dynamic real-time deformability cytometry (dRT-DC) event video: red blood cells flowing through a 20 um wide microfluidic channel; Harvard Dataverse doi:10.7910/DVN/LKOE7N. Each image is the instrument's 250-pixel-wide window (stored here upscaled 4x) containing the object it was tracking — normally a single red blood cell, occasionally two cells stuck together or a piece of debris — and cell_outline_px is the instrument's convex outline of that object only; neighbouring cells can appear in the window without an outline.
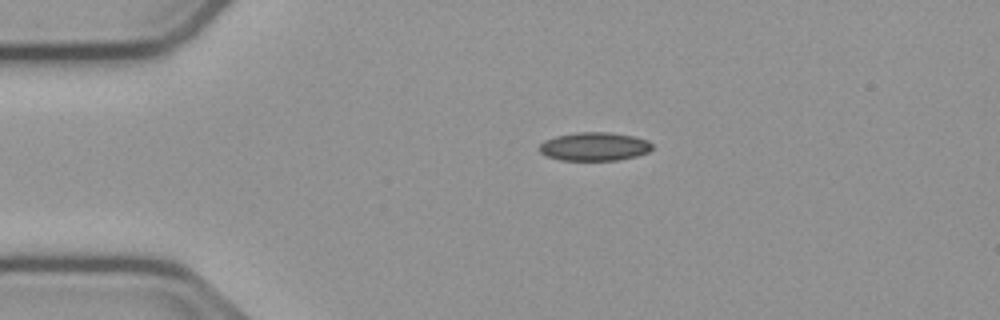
{"species": "common noctule bat (a hibernating species)", "species_latin": "Nyctalus noctula", "temperature_condition": "cold", "stored_images_in_passage": 54, "camera_frame_rate_fps": 3000, "um_per_image_px": 0.085, "animal": {"sex": "male", "body_mass_g": 23.1, "forearm_length_mm": 52.7}, "frame": {"image": 1, "passage_image": 11, "time_ms": 3.333, "image_size_px": [1000, 320], "cell_outline_px": [[652, 148], [648, 152], [636, 156], [616, 160], [560, 160], [544, 156], [540, 152], [540, 144], [544, 140], [556, 136], [576, 132], [608, 132], [636, 136], [648, 140], [652, 144]], "centroid_in_image_um": [50.52, 12.45], "position_along_channel_um": 34.5, "area_um2": 18.84}}
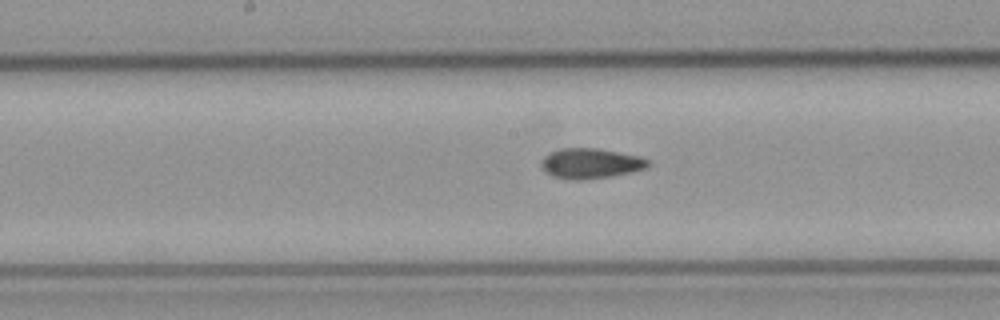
{"frame": {"image": 2, "passage_image": 27, "time_ms": 8.667, "image_size_px": [1000, 320], "cell_outline_px": [[648, 164], [644, 168], [612, 176], [580, 180], [576, 180], [552, 176], [540, 164], [540, 160], [544, 156], [560, 148], [596, 148], [640, 156], [648, 160]], "centroid_in_image_um": [50.16, 13.88], "position_along_channel_um": 198.0, "area_um2": 18.44}}
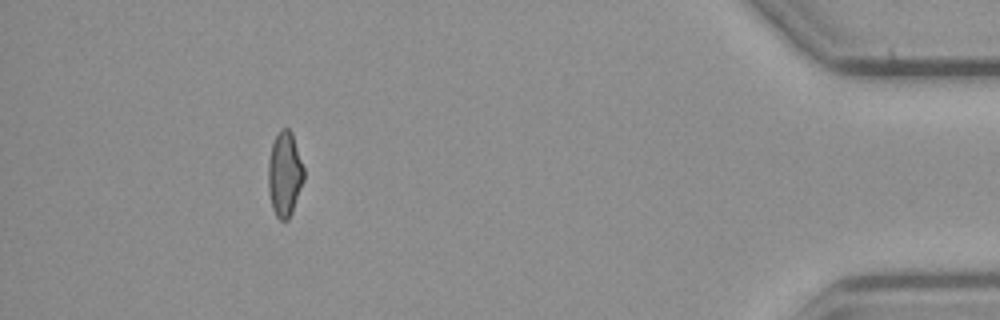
{"frame": {"image": 3, "passage_image": 49, "time_ms": 16.0, "image_size_px": [1000, 320], "cell_outline_px": [[304, 180], [292, 212], [288, 220], [280, 220], [276, 216], [272, 208], [268, 192], [268, 164], [272, 144], [280, 128], [288, 128], [292, 132], [304, 168]], "centroid_in_image_um": [24.19, 14.8], "position_along_channel_um": 411.0, "area_um2": 17.69}, "authors_computed_cell_mechanics": {"area_um2": 18.1203, "velocity_mm_per_s": 3.7765, "shape_relaxation_time_tau1_ms": null, "shape_relaxation_time_tau2_ms": 4.2982, "deformation_change_tau1": null, "deformation_change_tau2": 0.0887}}